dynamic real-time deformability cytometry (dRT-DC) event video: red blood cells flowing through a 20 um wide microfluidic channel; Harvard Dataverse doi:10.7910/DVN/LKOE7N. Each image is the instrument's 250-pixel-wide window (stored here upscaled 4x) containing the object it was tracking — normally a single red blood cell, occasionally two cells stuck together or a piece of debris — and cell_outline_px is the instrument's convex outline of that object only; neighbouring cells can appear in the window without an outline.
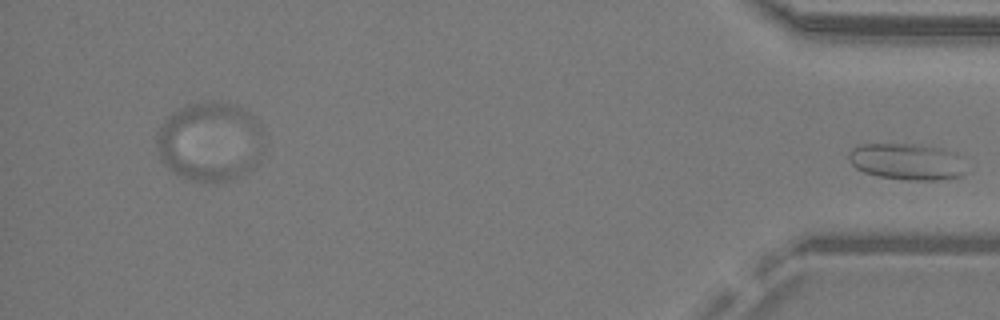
{"species": "common noctule bat (a hibernating species)", "species_latin": "Nyctalus noctula", "temperature_condition": "warm", "stored_images_in_passage": 30, "camera_frame_rate_fps": 3000, "um_per_image_px": 0.085, "animal": {"sex": "male", "body_mass_g": 19.2, "forearm_length_mm": 51.8}, "frame": {"image": 1, "passage_image": 30, "time_ms": 9.667, "image_size_px": [1000, 320], "cell_outline_px": [[968, 172], [964, 176], [936, 180], [908, 180], [880, 176], [864, 172], [856, 168], [848, 160], [848, 152], [852, 148], [860, 144], [916, 144], [940, 148], [952, 152]], "centroid_in_image_um": [77.05, 13.74], "position_along_channel_um": 358.2, "area_um2": 24.8}}